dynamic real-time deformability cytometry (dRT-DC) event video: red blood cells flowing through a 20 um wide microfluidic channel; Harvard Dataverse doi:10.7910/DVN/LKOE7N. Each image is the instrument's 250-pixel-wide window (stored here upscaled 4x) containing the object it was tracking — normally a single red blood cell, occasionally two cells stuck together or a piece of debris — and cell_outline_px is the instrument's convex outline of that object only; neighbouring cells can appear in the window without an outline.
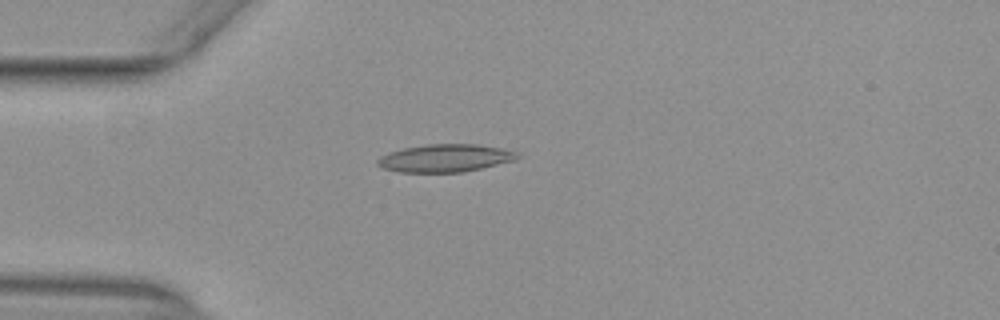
{"species": "common noctule bat (a hibernating species)", "species_latin": "Nyctalus noctula", "temperature_condition": "warm", "stored_images_in_passage": 44, "camera_frame_rate_fps": 3000, "um_per_image_px": 0.085, "animal": {"sex": "female", "body_mass_g": 29.2, "forearm_length_mm": 56.3}, "frame": {"image": 1, "passage_image": 6, "time_ms": 1.667, "image_size_px": [1000, 320], "cell_outline_px": [[520, 156], [516, 160], [480, 168], [460, 172], [400, 172], [384, 168], [376, 164], [376, 160], [380, 156], [388, 152], [404, 148], [428, 144], [476, 144], [504, 148], [516, 152]], "centroid_in_image_um": [37.83, 13.43], "position_along_channel_um": 47.2, "area_um2": 22.54}}
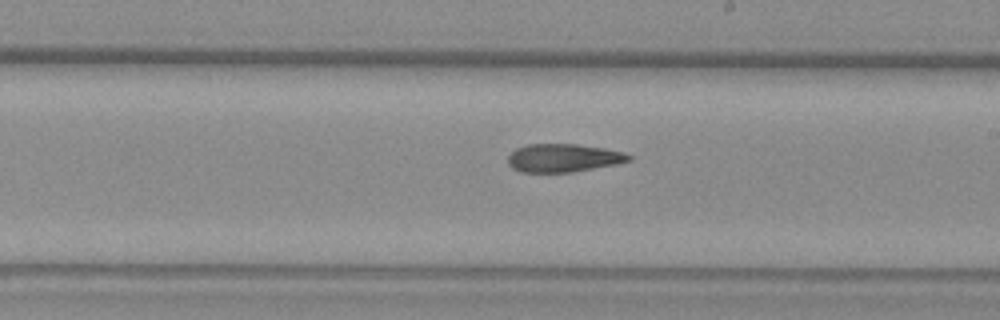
{"frame": {"image": 2, "passage_image": 22, "time_ms": 7.0, "image_size_px": [1000, 320], "cell_outline_px": [[632, 160], [616, 164], [572, 172], [520, 172], [512, 168], [508, 164], [508, 156], [516, 148], [528, 144], [576, 144], [604, 148], [624, 152], [632, 156]], "centroid_in_image_um": [47.88, 13.42], "position_along_channel_um": 241.1, "area_um2": 19.88}}
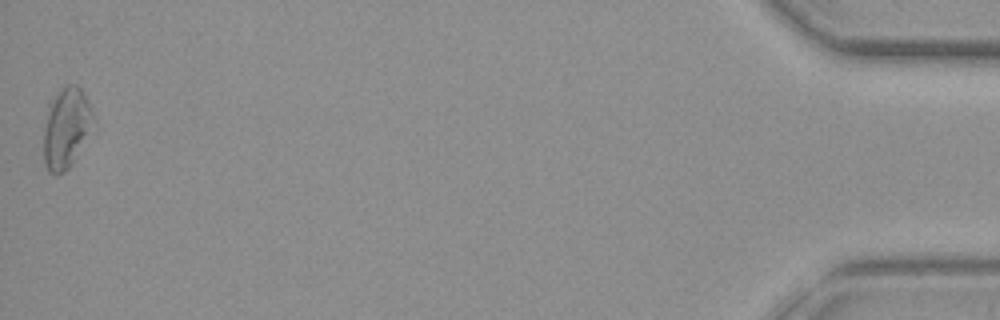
{"frame": {"image": 3, "passage_image": 44, "time_ms": 14.333, "image_size_px": [1000, 320], "cell_outline_px": [[96, 132], [72, 164], [64, 172], [56, 176], [48, 172], [44, 164], [44, 128], [48, 100], [68, 84], [76, 84], [84, 92], [96, 120]], "centroid_in_image_um": [5.69, 10.91], "position_along_channel_um": 429.5, "area_um2": 24.62}, "authors_computed_cell_mechanics": {"area_um2": 21.2415, "velocity_mm_per_s": 3.9406, "shape_relaxation_time_tau1_ms": null, "shape_relaxation_time_tau2_ms": 7.3362, "deformation_change_tau1": null, "deformation_change_tau2": 0.1812}}